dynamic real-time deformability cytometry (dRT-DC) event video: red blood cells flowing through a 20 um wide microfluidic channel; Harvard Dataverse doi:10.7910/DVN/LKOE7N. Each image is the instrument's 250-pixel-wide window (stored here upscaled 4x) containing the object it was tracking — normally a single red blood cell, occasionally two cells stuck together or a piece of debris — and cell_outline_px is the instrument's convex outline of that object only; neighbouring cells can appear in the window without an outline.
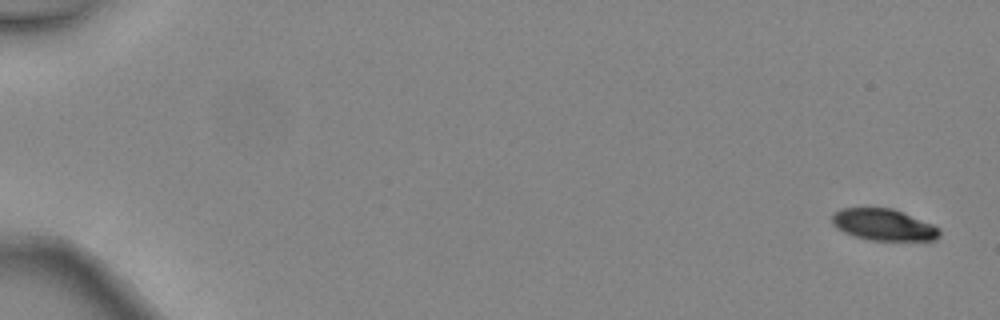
{"species": "common noctule bat (a hibernating species)", "species_latin": "Nyctalus noctula", "temperature_condition": "warm", "stored_images_in_passage": 4, "camera_frame_rate_fps": 3000, "um_per_image_px": 0.085, "animal": {"sex": "female", "body_mass_g": 24.6, "forearm_length_mm": 56.2}, "frame": {"image": 1, "passage_image": 1, "time_ms": 0.0, "image_size_px": [1000, 320], "cell_outline_px": [[940, 236], [936, 240], [868, 240], [844, 232], [836, 228], [832, 224], [832, 216], [840, 208], [892, 208], [932, 224], [940, 228]], "centroid_in_image_um": [75.1, 19.1], "position_along_channel_um": 9.9, "area_um2": 19.65}}
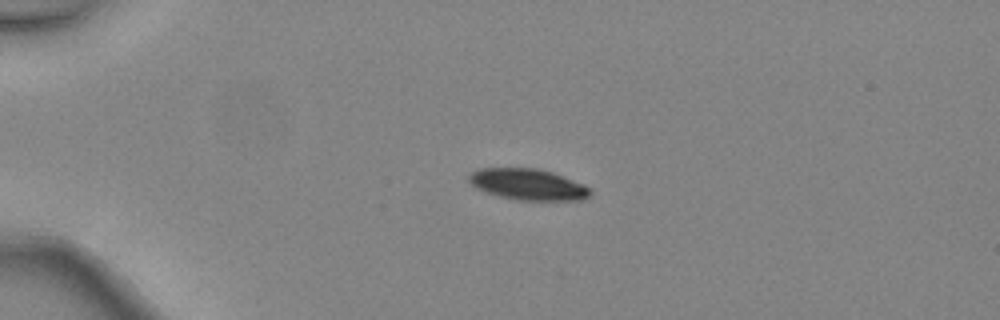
{"frame": {"image": 2, "passage_image": 4, "time_ms": 1.0, "image_size_px": [1000, 320], "cell_outline_px": [[592, 196], [584, 200], [520, 200], [500, 196], [476, 188], [468, 180], [468, 176], [472, 172], [480, 168], [536, 168], [552, 172], [584, 184], [592, 192]], "centroid_in_image_um": [44.92, 15.67], "position_along_channel_um": 40.1, "area_um2": 21.96}}